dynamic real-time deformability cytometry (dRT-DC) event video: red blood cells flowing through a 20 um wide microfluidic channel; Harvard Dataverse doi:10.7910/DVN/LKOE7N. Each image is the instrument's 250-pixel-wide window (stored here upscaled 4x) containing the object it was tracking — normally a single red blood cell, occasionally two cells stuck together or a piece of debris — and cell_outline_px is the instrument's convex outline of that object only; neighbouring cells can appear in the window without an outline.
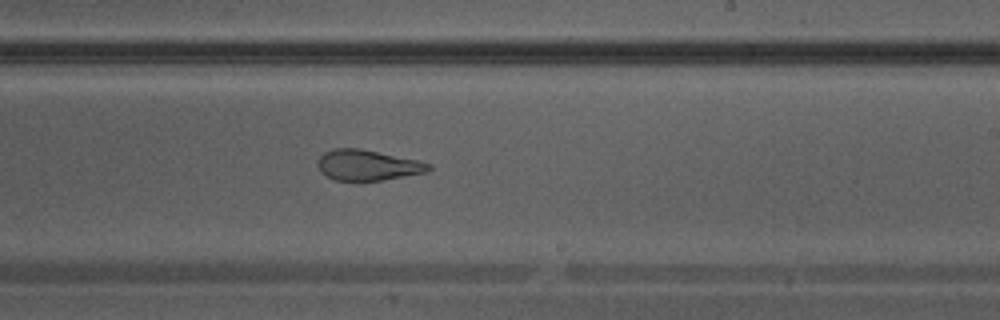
{"species": "Egyptian fruit bat (a non-hibernating species)", "species_latin": "Rousettus aegyptiacus", "temperature_condition": "warm", "stored_images_in_passage": 35, "camera_frame_rate_fps": 3000, "um_per_image_px": 0.085, "animal": {"sex": "male"}, "frame": {"image": 1, "passage_image": 20, "time_ms": 6.333, "image_size_px": [1000, 320], "cell_outline_px": [[432, 168], [428, 172], [380, 180], [336, 180], [320, 172], [320, 156], [324, 152], [332, 148], [360, 148], [420, 160], [432, 164]], "centroid_in_image_um": [31.31, 14.02], "position_along_channel_um": 257.7, "area_um2": 19.65}}